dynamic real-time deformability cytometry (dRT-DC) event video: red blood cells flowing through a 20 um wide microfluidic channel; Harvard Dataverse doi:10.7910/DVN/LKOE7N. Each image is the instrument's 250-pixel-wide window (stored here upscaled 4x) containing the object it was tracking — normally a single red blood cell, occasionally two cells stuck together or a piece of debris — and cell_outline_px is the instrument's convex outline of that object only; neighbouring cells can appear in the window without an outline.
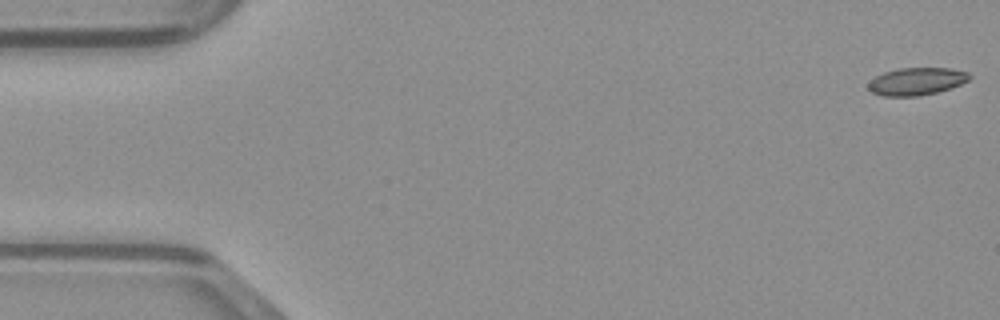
{"species": "common noctule bat (a hibernating species)", "species_latin": "Nyctalus noctula", "temperature_condition": "warm", "stored_images_in_passage": 49, "camera_frame_rate_fps": 3000, "um_per_image_px": 0.085, "animal": {"sex": "male", "body_mass_g": 23.1, "forearm_length_mm": 52.7}, "frame": {"image": 1, "passage_image": 1, "time_ms": 0.0, "image_size_px": [1000, 320], "cell_outline_px": [[972, 76], [968, 80], [952, 88], [920, 96], [884, 96], [872, 92], [868, 88], [868, 84], [876, 76], [884, 72], [900, 68], [952, 68], [968, 72]], "centroid_in_image_um": [77.94, 6.91], "position_along_channel_um": 7.1, "area_um2": 16.18}}
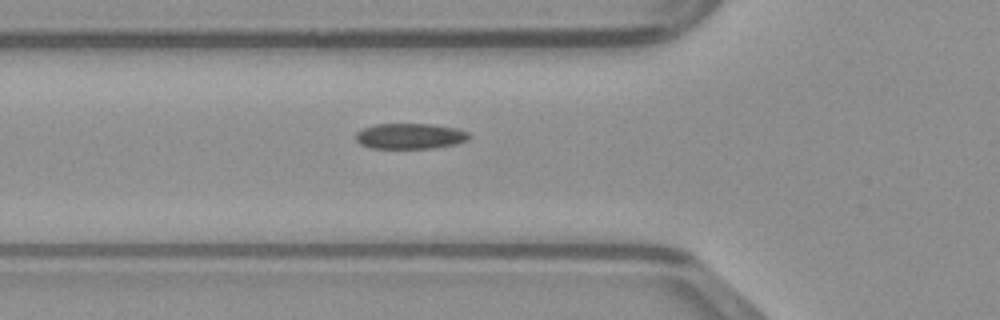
{"frame": {"image": 2, "passage_image": 17, "time_ms": 5.333, "image_size_px": [1000, 320], "cell_outline_px": [[468, 140], [452, 144], [432, 148], [372, 148], [360, 144], [356, 140], [356, 132], [364, 128], [376, 124], [432, 124], [456, 128], [468, 132]], "centroid_in_image_um": [34.82, 11.56], "position_along_channel_um": 91.0, "area_um2": 16.7}}
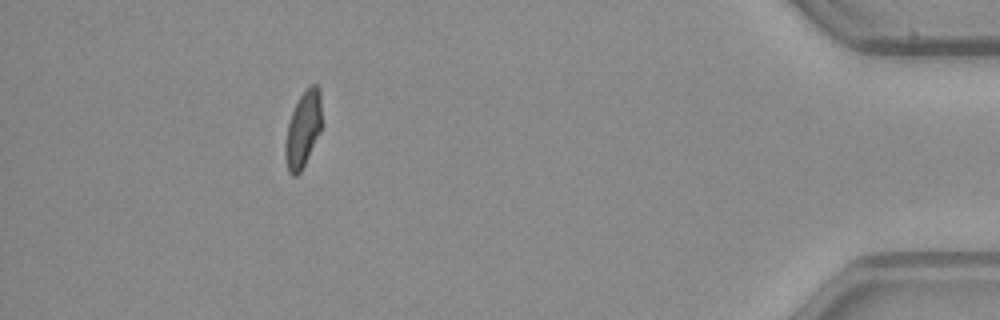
{"frame": {"image": 3, "passage_image": 44, "time_ms": 14.333, "image_size_px": [1000, 320], "cell_outline_px": [[320, 132], [300, 172], [296, 176], [292, 176], [288, 172], [284, 156], [284, 144], [288, 124], [292, 112], [300, 96], [312, 84], [316, 84], [320, 88]], "centroid_in_image_um": [25.72, 11.03], "position_along_channel_um": 409.5, "area_um2": 15.84}}